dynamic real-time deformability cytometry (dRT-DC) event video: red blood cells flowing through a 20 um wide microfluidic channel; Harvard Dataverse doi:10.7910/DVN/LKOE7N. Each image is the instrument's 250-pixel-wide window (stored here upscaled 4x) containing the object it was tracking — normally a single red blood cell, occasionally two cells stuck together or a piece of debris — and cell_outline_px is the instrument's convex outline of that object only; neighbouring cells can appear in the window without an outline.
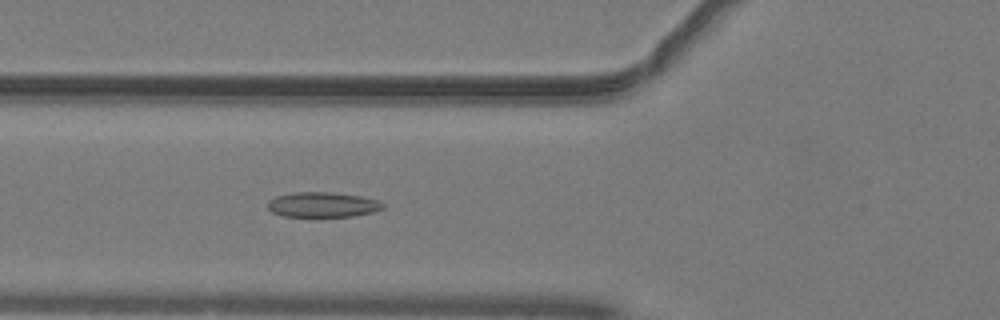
{"species": "common noctule bat (a hibernating species)", "species_latin": "Nyctalus noctula", "temperature_condition": "warm", "stored_images_in_passage": 35, "camera_frame_rate_fps": 3000, "um_per_image_px": 0.085, "animal": {"sex": "male", "body_mass_g": 19.2, "forearm_length_mm": 51.8}, "frame": {"image": 1, "passage_image": 3, "time_ms": 0.667, "image_size_px": [1000, 320], "cell_outline_px": [[384, 208], [372, 212], [352, 216], [284, 216], [272, 212], [268, 208], [268, 200], [276, 196], [296, 192], [332, 192], [360, 196], [376, 200], [384, 204]], "centroid_in_image_um": [27.4, 17.39], "position_along_channel_um": 98.4, "area_um2": 16.65}}
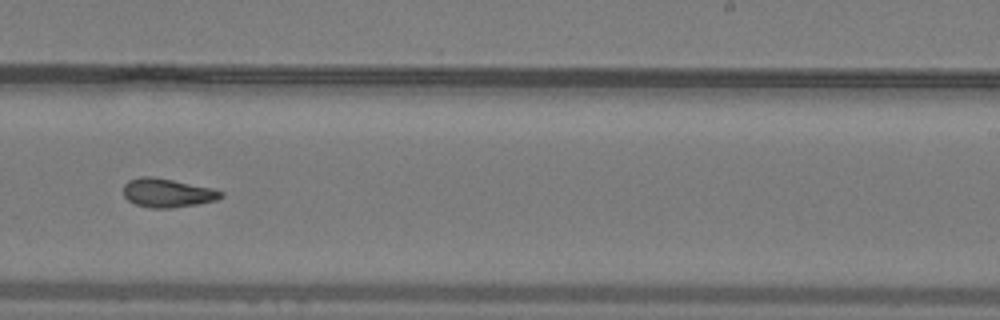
{"frame": {"image": 2, "passage_image": 16, "time_ms": 5.0, "image_size_px": [1000, 320], "cell_outline_px": [[224, 196], [216, 200], [196, 204], [172, 208], [152, 208], [136, 204], [128, 200], [124, 196], [124, 184], [128, 180], [140, 176], [152, 176], [212, 188], [224, 192]], "centroid_in_image_um": [14.22, 16.39], "position_along_channel_um": 274.8, "area_um2": 16.3}}
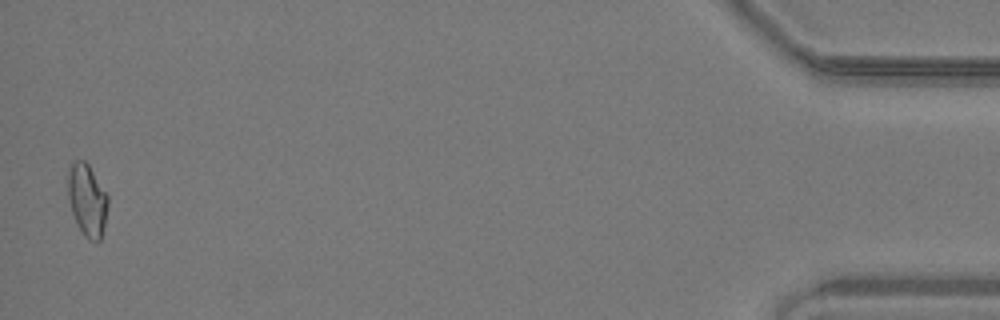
{"frame": {"image": 3, "passage_image": 34, "time_ms": 11.0, "image_size_px": [1000, 320], "cell_outline_px": [[108, 204], [104, 224], [100, 240], [96, 244], [88, 240], [84, 236], [76, 224], [72, 212], [68, 196], [68, 164], [72, 160], [84, 160], [88, 164], [108, 196]], "centroid_in_image_um": [7.39, 17.01], "position_along_channel_um": 427.8, "area_um2": 16.99}, "authors_computed_cell_mechanics": {"area_um2": 16.2996, "velocity_mm_per_s": 4.068, "shape_relaxation_time_tau1_ms": null, "shape_relaxation_time_tau2_ms": 3.5159, "deformation_change_tau1": null, "deformation_change_tau2": 0.1022}}